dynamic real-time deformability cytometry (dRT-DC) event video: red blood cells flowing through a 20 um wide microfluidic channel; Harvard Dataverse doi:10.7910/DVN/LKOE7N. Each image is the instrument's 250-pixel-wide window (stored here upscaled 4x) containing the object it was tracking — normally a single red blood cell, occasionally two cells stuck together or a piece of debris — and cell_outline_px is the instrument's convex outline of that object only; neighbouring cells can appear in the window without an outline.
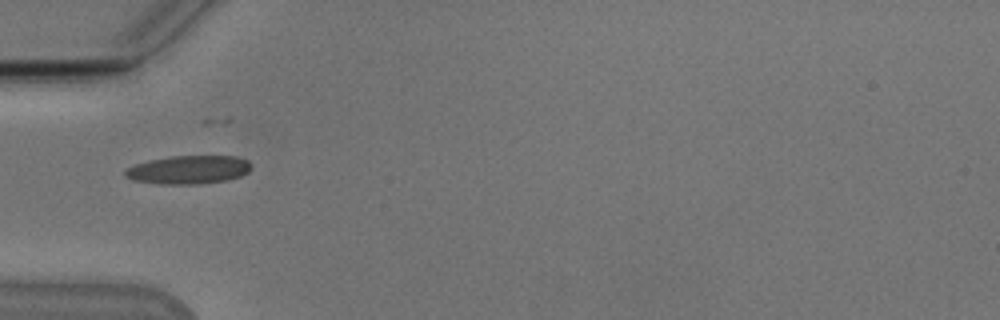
{"species": "Egyptian fruit bat (a non-hibernating species)", "species_latin": "Rousettus aegyptiacus", "temperature_condition": "cold", "stored_images_in_passage": 22, "camera_frame_rate_fps": 3000, "um_per_image_px": 0.085, "animal": {"sex": "male"}, "frame": {"image": 1, "passage_image": 1, "time_ms": 0.0, "image_size_px": [1000, 320], "cell_outline_px": [[252, 168], [248, 172], [240, 176], [228, 180], [196, 184], [160, 184], [132, 180], [124, 176], [124, 172], [128, 168], [136, 164], [148, 160], [172, 156], [236, 156], [248, 160]], "centroid_in_image_um": [16.03, 14.43], "position_along_channel_um": 69.0, "area_um2": 20.92}}
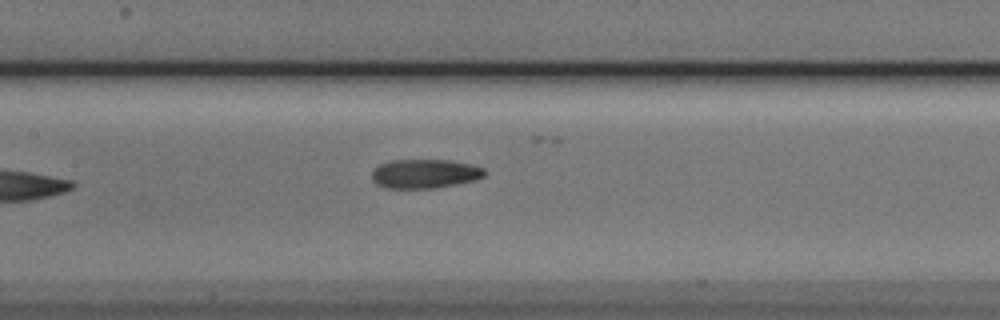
{"frame": {"image": 2, "passage_image": 9, "time_ms": 2.667, "image_size_px": [1000, 320], "cell_outline_px": [[484, 176], [476, 180], [436, 188], [384, 188], [376, 184], [372, 180], [372, 172], [380, 164], [388, 160], [452, 160], [472, 164], [484, 168]], "centroid_in_image_um": [36.1, 14.76], "position_along_channel_um": 171.3, "area_um2": 19.25}}
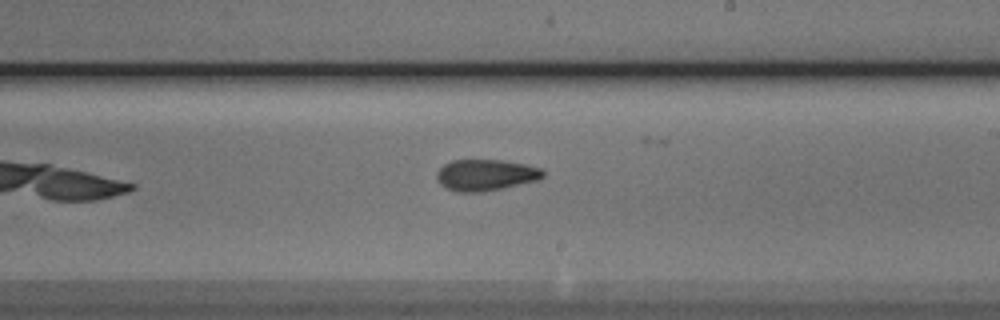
{"frame": {"image": 3, "passage_image": 15, "time_ms": 4.667, "image_size_px": [1000, 320], "cell_outline_px": [[544, 176], [536, 180], [504, 188], [484, 192], [456, 192], [444, 188], [440, 184], [436, 176], [436, 172], [444, 164], [452, 160], [504, 160], [544, 168]], "centroid_in_image_um": [41.27, 14.88], "position_along_channel_um": 247.7, "area_um2": 19.59}}